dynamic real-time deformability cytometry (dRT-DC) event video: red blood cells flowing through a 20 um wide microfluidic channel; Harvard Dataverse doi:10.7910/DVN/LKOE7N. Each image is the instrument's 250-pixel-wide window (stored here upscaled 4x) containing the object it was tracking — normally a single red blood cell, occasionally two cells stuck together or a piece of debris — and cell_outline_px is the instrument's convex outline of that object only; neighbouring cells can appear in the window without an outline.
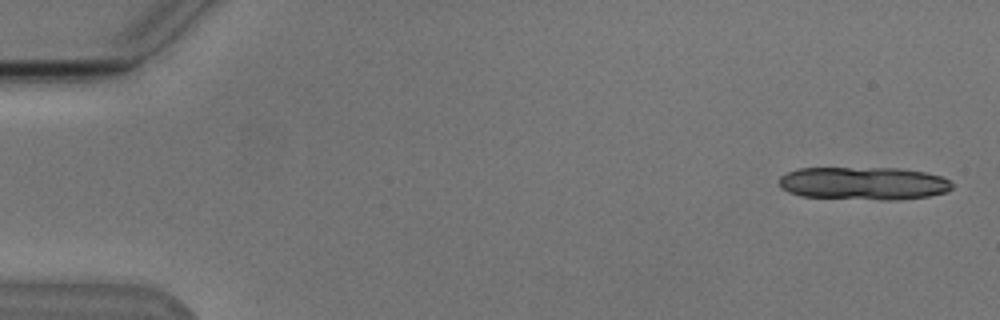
{"species": "Egyptian fruit bat (a non-hibernating species)", "species_latin": "Rousettus aegyptiacus", "temperature_condition": "cold", "stored_images_in_passage": 6, "camera_frame_rate_fps": 3000, "um_per_image_px": 0.085, "animal": {"sex": "male"}, "frame": {"image": 1, "passage_image": 1, "time_ms": 0.0, "image_size_px": [1000, 320], "cell_outline_px": [[952, 188], [948, 192], [928, 196], [900, 200], [880, 200], [800, 196], [788, 192], [780, 188], [780, 176], [788, 172], [800, 168], [900, 168], [924, 172], [940, 176], [948, 180], [952, 184]], "centroid_in_image_um": [73.41, 15.59], "position_along_channel_um": 11.6, "area_um2": 33.41}}
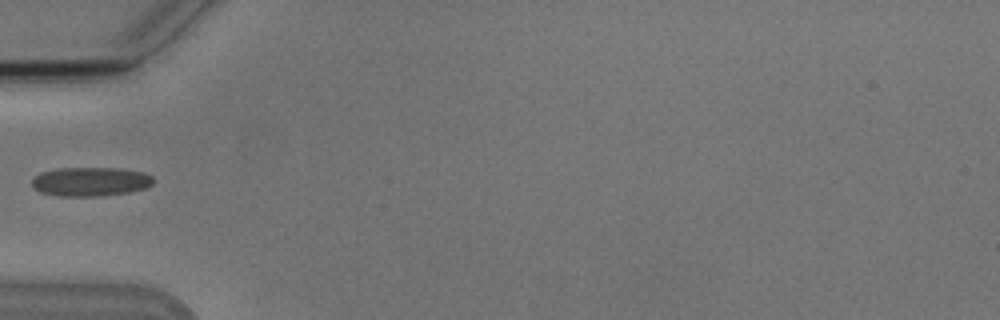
{"frame": {"image": 2, "passage_image": 5, "time_ms": 5.667, "image_size_px": [1000, 320], "cell_outline_px": [[156, 180], [152, 184], [144, 188], [128, 192], [100, 196], [60, 196], [40, 192], [32, 184], [32, 180], [40, 172], [56, 168], [120, 168], [144, 172], [152, 176]], "centroid_in_image_um": [7.71, 15.43], "position_along_channel_um": 77.3, "area_um2": 20.58}}